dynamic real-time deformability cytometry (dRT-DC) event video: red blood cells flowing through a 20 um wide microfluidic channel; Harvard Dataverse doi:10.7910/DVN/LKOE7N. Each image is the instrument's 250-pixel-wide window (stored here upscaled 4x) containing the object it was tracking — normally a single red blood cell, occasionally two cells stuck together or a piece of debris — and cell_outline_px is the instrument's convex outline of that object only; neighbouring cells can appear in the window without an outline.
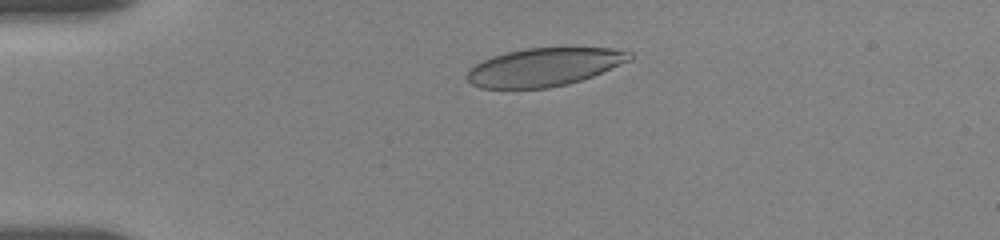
{"species": "human", "species_latin": "Homo sapiens", "temperature_condition": "room temperature", "stored_images_in_passage": 11, "camera_frame_rate_fps": 3000, "um_per_image_px": 0.085, "donor": {"sex": "female"}, "frame": {"image": 1, "passage_image": 7, "time_ms": 2.667, "image_size_px": [1000, 240], "cell_outline_px": [[632, 60], [592, 76], [568, 84], [548, 88], [480, 88], [472, 84], [468, 80], [468, 72], [476, 64], [492, 56], [504, 52], [528, 48], [612, 48], [632, 52]], "centroid_in_image_um": [46.28, 5.7], "position_along_channel_um": 38.7, "area_um2": 35.95}}
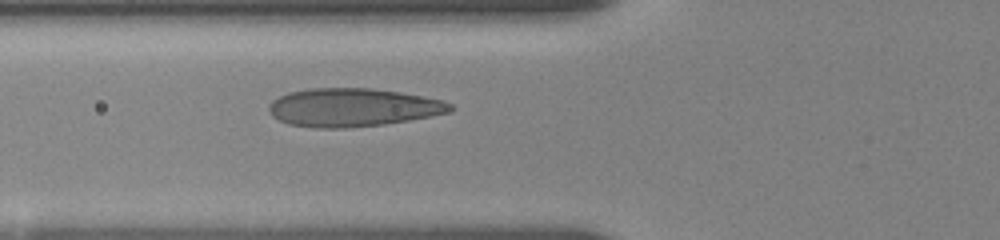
{"frame": {"image": 2, "passage_image": 11, "time_ms": 5.333, "image_size_px": [1000, 240], "cell_outline_px": [[456, 108], [452, 112], [408, 120], [384, 124], [344, 128], [316, 128], [288, 124], [272, 116], [268, 112], [268, 104], [272, 100], [288, 92], [312, 88], [372, 88], [400, 92], [424, 96], [444, 100], [452, 104]], "centroid_in_image_um": [30.0, 9.13], "position_along_channel_um": 95.8, "area_um2": 40.75}}